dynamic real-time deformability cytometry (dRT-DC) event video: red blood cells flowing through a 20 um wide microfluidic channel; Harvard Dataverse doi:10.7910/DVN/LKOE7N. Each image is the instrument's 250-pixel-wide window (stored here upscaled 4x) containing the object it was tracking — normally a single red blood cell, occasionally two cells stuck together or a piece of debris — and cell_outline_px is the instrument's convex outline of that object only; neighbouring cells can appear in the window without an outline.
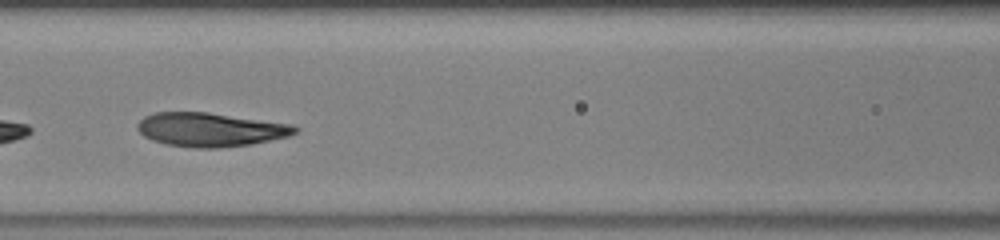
{"species": "human", "species_latin": "Homo sapiens", "temperature_condition": "warm", "stored_images_in_passage": 36, "camera_frame_rate_fps": 3000, "um_per_image_px": 0.085, "donor": {"sex": "male"}, "frame": {"image": 1, "passage_image": 9, "time_ms": 2.667, "image_size_px": [1000, 240], "cell_outline_px": [[300, 132], [288, 136], [252, 144], [220, 148], [196, 148], [168, 144], [152, 140], [144, 136], [136, 128], [136, 124], [144, 116], [156, 112], [208, 112], [292, 124], [300, 128]], "centroid_in_image_um": [17.9, 11.01], "position_along_channel_um": 148.7, "area_um2": 31.21}}
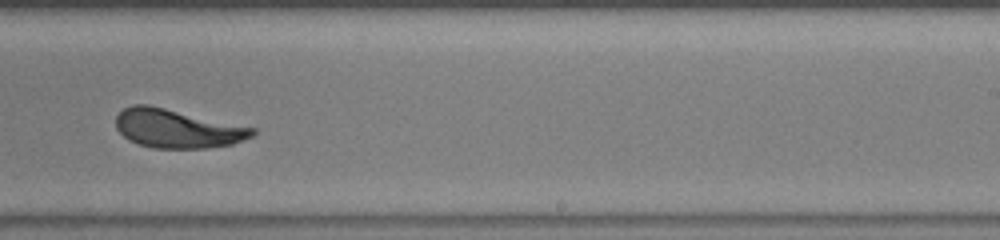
{"frame": {"image": 2, "passage_image": 18, "time_ms": 5.667, "image_size_px": [1000, 240], "cell_outline_px": [[256, 132], [252, 136], [244, 140], [232, 144], [208, 148], [152, 148], [128, 140], [116, 128], [116, 116], [124, 108], [132, 104], [148, 104], [256, 128]], "centroid_in_image_um": [15.06, 10.92], "position_along_channel_um": 273.9, "area_um2": 30.81}}
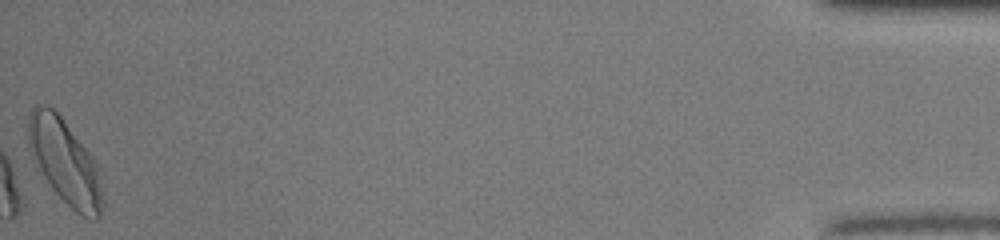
{"frame": {"image": 3, "passage_image": 36, "time_ms": 11.667, "image_size_px": [1000, 240], "cell_outline_px": [[104, 204], [100, 216], [96, 220], [92, 220], [76, 212], [52, 188], [44, 176], [28, 144], [28, 116], [32, 108], [36, 104], [48, 104], [60, 116], [96, 160], [104, 176]], "centroid_in_image_um": [5.6, 13.77], "position_along_channel_um": 429.6, "area_um2": 36.93}, "authors_computed_cell_mechanics": {"area_um2": 31.5299, "velocity_mm_per_s": 4.1926, "shape_relaxation_time_tau1_ms": 2.7075, "shape_relaxation_time_tau2_ms": 1.1794, "deformation_change_tau1": 0.1803, "deformation_change_tau2": 0.0864}}